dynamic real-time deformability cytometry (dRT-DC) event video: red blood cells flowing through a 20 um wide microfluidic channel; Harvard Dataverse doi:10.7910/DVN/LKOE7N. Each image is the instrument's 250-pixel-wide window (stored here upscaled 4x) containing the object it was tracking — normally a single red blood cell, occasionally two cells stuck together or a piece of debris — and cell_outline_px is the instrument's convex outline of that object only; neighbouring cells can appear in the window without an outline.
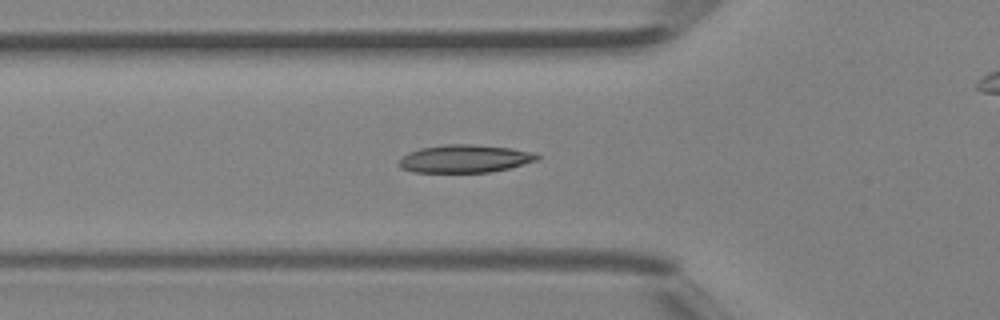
{"species": "Egyptian fruit bat (a non-hibernating species)", "species_latin": "Rousettus aegyptiacus", "temperature_condition": "room temperature", "stored_images_in_passage": 43, "camera_frame_rate_fps": 3000, "um_per_image_px": 0.085, "animal": {"sex": "female"}, "frame": {"image": 1, "passage_image": 15, "time_ms": 4.667, "image_size_px": [1000, 320], "cell_outline_px": [[540, 160], [508, 168], [488, 172], [412, 172], [400, 168], [400, 160], [408, 152], [420, 148], [444, 144], [472, 144], [512, 148], [532, 152], [540, 156]], "centroid_in_image_um": [39.52, 13.48], "position_along_channel_um": 86.3, "area_um2": 22.43}}
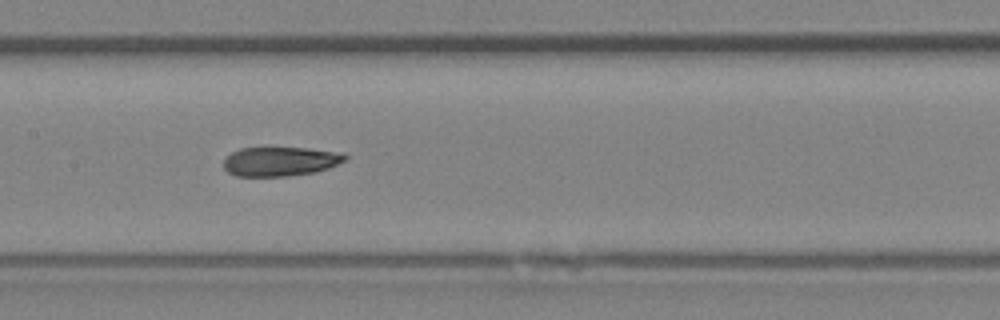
{"frame": {"image": 2, "passage_image": 21, "time_ms": 6.667, "image_size_px": [1000, 320], "cell_outline_px": [[348, 160], [328, 168], [316, 172], [288, 176], [236, 176], [228, 172], [224, 168], [224, 160], [232, 152], [240, 148], [268, 144], [308, 148], [344, 152], [348, 156]], "centroid_in_image_um": [23.85, 13.66], "position_along_channel_um": 183.5, "area_um2": 21.85}}
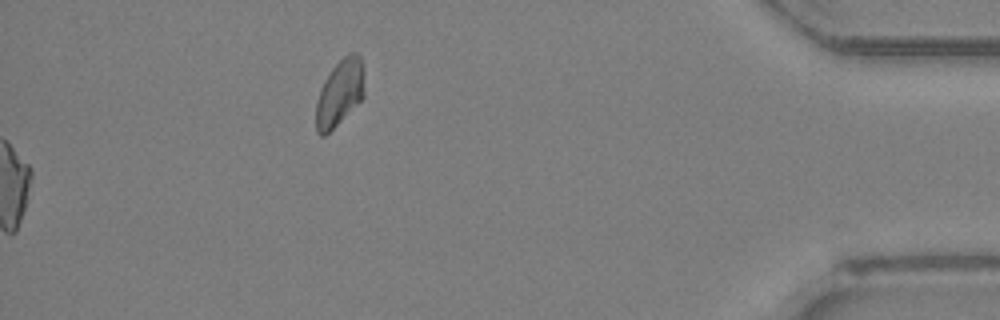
{"frame": {"image": 3, "passage_image": 43, "time_ms": 14.0, "image_size_px": [1000, 320], "cell_outline_px": [[364, 96], [324, 136], [320, 136], [316, 132], [316, 100], [320, 88], [324, 80], [332, 68], [348, 52], [356, 52], [360, 56], [364, 72]], "centroid_in_image_um": [28.87, 7.85], "position_along_channel_um": 406.3, "area_um2": 18.55}}